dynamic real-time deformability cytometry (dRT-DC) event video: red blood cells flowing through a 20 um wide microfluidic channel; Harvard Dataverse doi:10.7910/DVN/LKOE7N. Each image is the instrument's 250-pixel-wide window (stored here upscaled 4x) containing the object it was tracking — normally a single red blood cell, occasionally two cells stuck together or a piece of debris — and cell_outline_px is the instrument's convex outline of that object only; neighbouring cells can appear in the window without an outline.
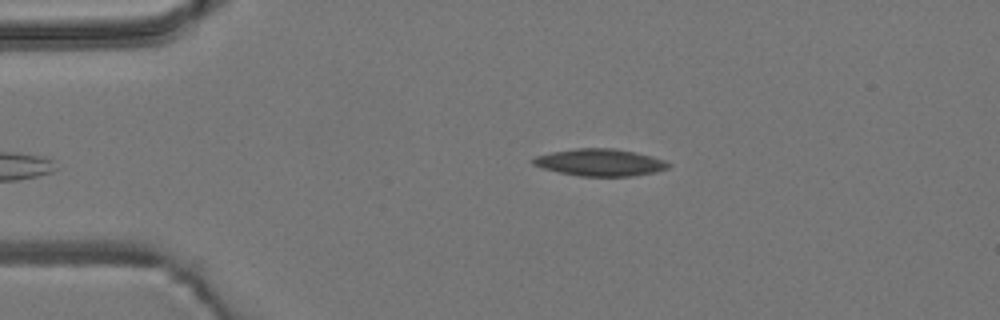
{"species": "common noctule bat (a hibernating species)", "species_latin": "Nyctalus noctula", "temperature_condition": "room temperature", "stored_images_in_passage": 5, "camera_frame_rate_fps": 3000, "um_per_image_px": 0.085, "animal": {"sex": "male", "body_mass_g": 19.2, "forearm_length_mm": 51.8}, "frame": {"image": 1, "passage_image": 5, "time_ms": 4.667, "image_size_px": [1000, 320], "cell_outline_px": [[672, 164], [668, 168], [656, 172], [632, 176], [580, 176], [560, 172], [544, 168], [532, 164], [532, 160], [536, 156], [552, 152], [576, 148], [612, 148], [652, 156], [664, 160]], "centroid_in_image_um": [51.03, 13.81], "position_along_channel_um": 34.0, "area_um2": 21.15}}